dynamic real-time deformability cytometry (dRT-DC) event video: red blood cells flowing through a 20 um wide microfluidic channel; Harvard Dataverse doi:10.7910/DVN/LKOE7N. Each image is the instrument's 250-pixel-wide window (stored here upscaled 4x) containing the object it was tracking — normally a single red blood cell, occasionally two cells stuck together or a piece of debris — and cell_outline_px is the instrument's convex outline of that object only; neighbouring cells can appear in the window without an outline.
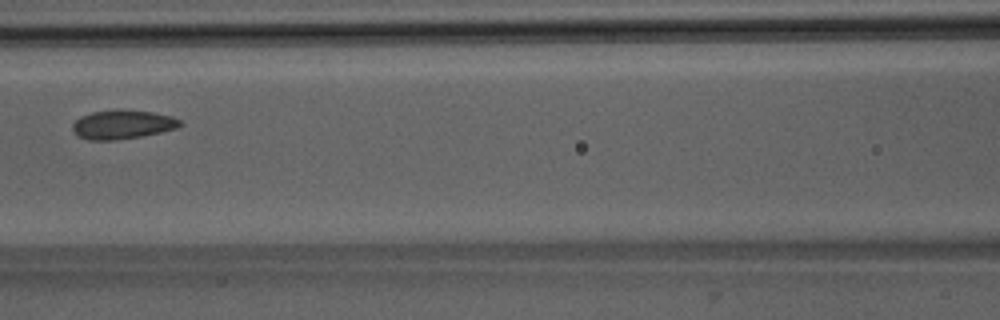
{"species": "Egyptian fruit bat (a non-hibernating species)", "species_latin": "Rousettus aegyptiacus", "temperature_condition": "room temperature", "stored_images_in_passage": 3, "camera_frame_rate_fps": 3000, "um_per_image_px": 0.085, "animal": {"sex": "male"}, "frame": {"image": 1, "passage_image": 3, "time_ms": 2.0, "image_size_px": [1000, 320], "cell_outline_px": [[184, 124], [176, 128], [160, 132], [140, 136], [112, 140], [88, 140], [80, 136], [72, 128], [72, 124], [80, 116], [92, 112], [116, 108], [152, 112], [172, 116], [180, 120]], "centroid_in_image_um": [10.42, 10.56], "position_along_channel_um": 156.2, "area_um2": 18.15}}